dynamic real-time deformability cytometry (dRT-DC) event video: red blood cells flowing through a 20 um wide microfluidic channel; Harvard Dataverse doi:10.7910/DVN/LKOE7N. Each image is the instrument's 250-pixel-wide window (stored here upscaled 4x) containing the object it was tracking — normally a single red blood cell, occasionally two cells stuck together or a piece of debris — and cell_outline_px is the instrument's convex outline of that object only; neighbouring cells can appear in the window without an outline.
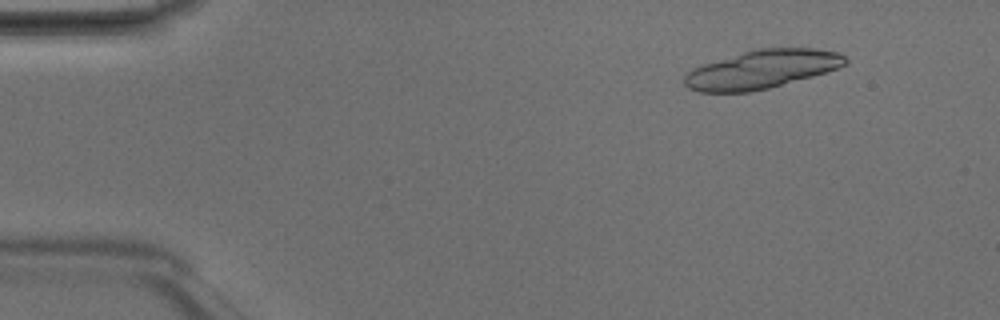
{"species": "Egyptian fruit bat (a non-hibernating species)", "species_latin": "Rousettus aegyptiacus", "temperature_condition": "room temperature", "stored_images_in_passage": 16, "camera_frame_rate_fps": 3000, "um_per_image_px": 0.085, "animal": {"sex": "male"}, "frame": {"image": 1, "passage_image": 5, "time_ms": 1.333, "image_size_px": [1000, 320], "cell_outline_px": [[848, 64], [812, 76], [768, 88], [748, 92], [700, 92], [688, 88], [684, 84], [684, 76], [692, 68], [704, 64], [744, 52], [760, 48], [816, 48], [840, 52], [848, 60]], "centroid_in_image_um": [64.76, 5.89], "position_along_channel_um": 20.2, "area_um2": 35.72}}